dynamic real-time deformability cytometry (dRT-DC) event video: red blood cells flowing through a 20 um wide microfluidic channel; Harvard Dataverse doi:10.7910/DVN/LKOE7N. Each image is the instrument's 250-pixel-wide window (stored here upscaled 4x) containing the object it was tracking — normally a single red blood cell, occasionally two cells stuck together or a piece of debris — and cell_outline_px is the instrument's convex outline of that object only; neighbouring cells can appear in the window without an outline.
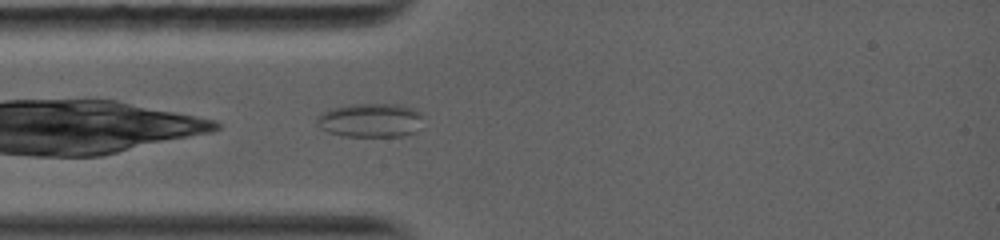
{"species": "common noctule bat (a hibernating species)", "species_latin": "Nyctalus noctula", "temperature_condition": "warm", "stored_images_in_passage": 15, "camera_frame_rate_fps": 5000, "um_per_image_px": 0.085, "animal": {"sex": "female", "body_mass_g": 19.0, "forearm_length_mm": 56.7}, "frame": {"image": 1, "passage_image": 1, "time_ms": 0.0, "image_size_px": [1000, 240], "cell_outline_px": [[420, 116], [416, 132], [404, 136], [344, 136], [328, 132], [320, 128], [316, 124], [316, 116], [320, 112], [328, 108], [348, 104], [400, 104], [412, 108], [420, 112]], "centroid_in_image_um": [31.39, 10.21], "position_along_channel_um": 53.6, "area_um2": 21.21}}
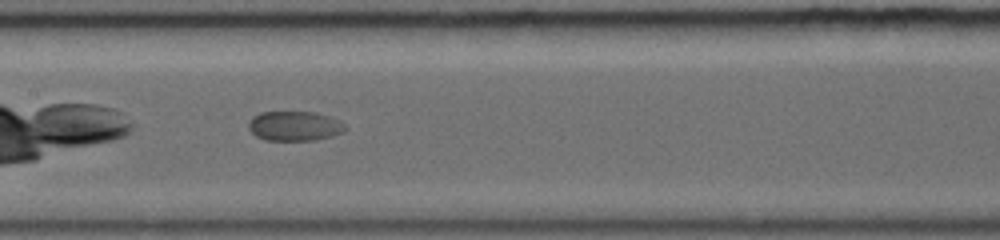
{"frame": {"image": 2, "passage_image": 7, "time_ms": 3.2, "image_size_px": [1000, 240], "cell_outline_px": [[348, 128], [344, 132], [332, 136], [316, 140], [264, 140], [256, 136], [248, 128], [248, 124], [252, 116], [260, 112], [316, 112], [340, 120]], "centroid_in_image_um": [25.05, 10.71], "position_along_channel_um": 182.3, "area_um2": 16.88}}
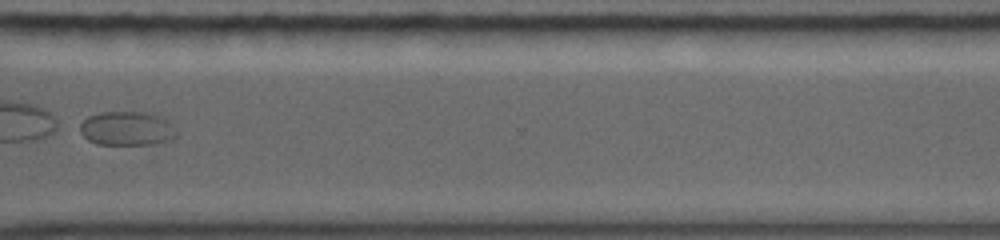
{"frame": {"image": 3, "passage_image": 15, "time_ms": 7.6, "image_size_px": [1000, 240], "cell_outline_px": [[176, 136], [168, 140], [152, 144], [96, 144], [88, 140], [80, 132], [80, 124], [88, 116], [100, 112], [148, 112], [164, 116], [168, 120], [176, 132]], "centroid_in_image_um": [10.79, 10.9], "position_along_channel_um": 359.8, "area_um2": 19.19}}